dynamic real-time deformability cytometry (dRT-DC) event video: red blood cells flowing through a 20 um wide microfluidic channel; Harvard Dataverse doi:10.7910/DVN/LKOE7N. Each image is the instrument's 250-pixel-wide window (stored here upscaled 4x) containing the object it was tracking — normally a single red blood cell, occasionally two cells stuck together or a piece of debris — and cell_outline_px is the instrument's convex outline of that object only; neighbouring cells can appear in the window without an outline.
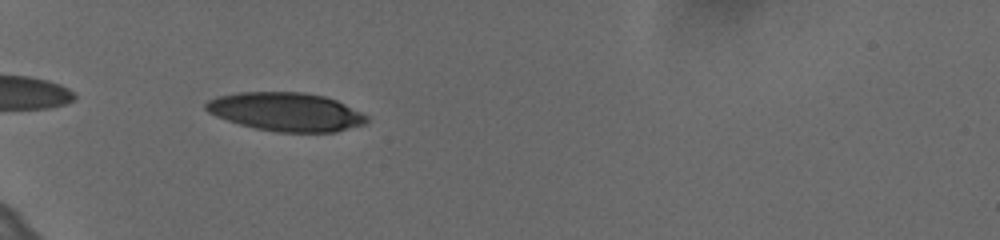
{"species": "human", "species_latin": "Homo sapiens", "temperature_condition": "cold", "stored_images_in_passage": 41, "camera_frame_rate_fps": 3000, "um_per_image_px": 0.085, "donor": {"sex": "female"}, "frame": {"image": 1, "passage_image": 3, "time_ms": 0.667, "image_size_px": [1000, 240], "cell_outline_px": [[368, 120], [364, 124], [336, 132], [276, 132], [256, 128], [240, 124], [216, 116], [208, 112], [204, 108], [204, 104], [208, 100], [216, 96], [236, 92], [304, 92], [324, 96], [336, 100], [368, 116]], "centroid_in_image_um": [24.28, 9.5], "position_along_channel_um": 60.7, "area_um2": 36.13}}
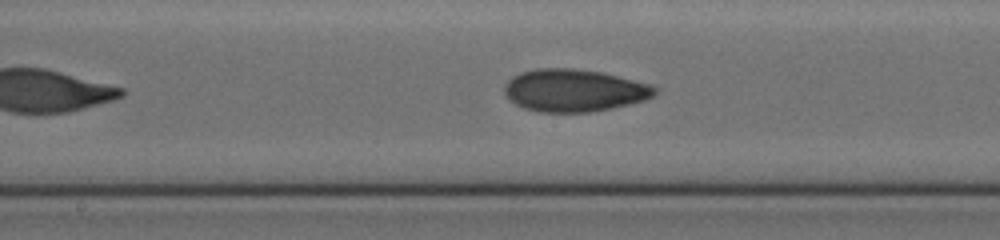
{"frame": {"image": 2, "passage_image": 16, "time_ms": 5.0, "image_size_px": [1000, 240], "cell_outline_px": [[660, 92], [656, 96], [644, 100], [612, 108], [588, 112], [536, 112], [524, 108], [508, 100], [504, 92], [504, 84], [512, 76], [520, 72], [540, 68], [572, 68], [600, 72], [652, 84]], "centroid_in_image_um": [48.8, 7.69], "position_along_channel_um": 199.4, "area_um2": 37.45}}
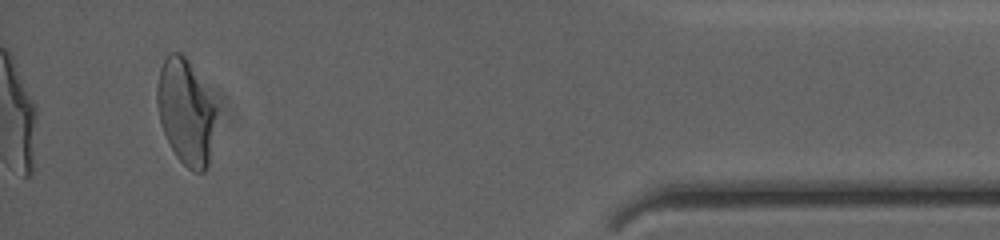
{"frame": {"image": 3, "passage_image": 38, "time_ms": 12.333, "image_size_px": [1000, 240], "cell_outline_px": [[216, 112], [208, 164], [204, 172], [196, 172], [188, 168], [176, 156], [160, 124], [156, 104], [156, 88], [160, 68], [168, 52], [180, 52], [184, 56], [216, 108]], "centroid_in_image_um": [15.74, 9.52], "position_along_channel_um": 419.5, "area_um2": 35.37}, "authors_computed_cell_mechanics": {"area_um2": 36.0094, "velocity_mm_per_s": 3.6302, "shape_relaxation_time_tau1_ms": 8.6003, "shape_relaxation_time_tau2_ms": 2.0801, "deformation_change_tau1": 0.2228, "deformation_change_tau2": 0.0747}}